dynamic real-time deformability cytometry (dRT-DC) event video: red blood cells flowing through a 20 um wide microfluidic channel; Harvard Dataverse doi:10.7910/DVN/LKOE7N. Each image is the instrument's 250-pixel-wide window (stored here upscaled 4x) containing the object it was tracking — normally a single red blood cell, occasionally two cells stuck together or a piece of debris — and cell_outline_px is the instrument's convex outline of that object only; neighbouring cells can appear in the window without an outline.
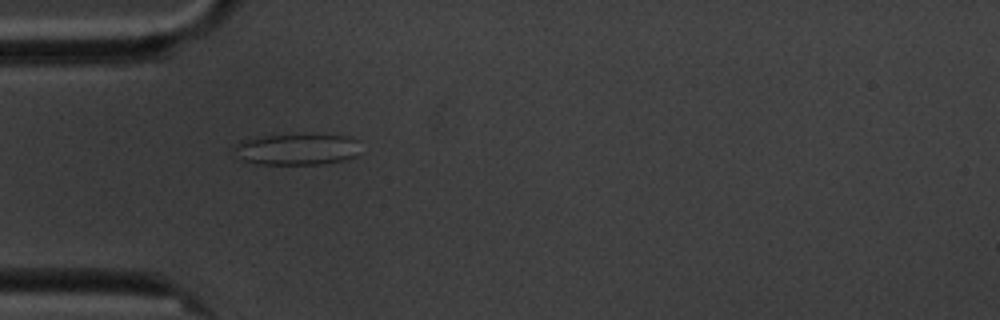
{"species": "common noctule bat (a hibernating species)", "species_latin": "Nyctalus noctula", "temperature_condition": "cold", "stored_images_in_passage": 6, "camera_frame_rate_fps": 3000, "um_per_image_px": 0.085, "animal": {"sex": "male", "body_mass_g": 20.1, "forearm_length_mm": 53.5}, "frame": {"image": 1, "passage_image": 5, "time_ms": 4.667, "image_size_px": [1000, 320], "cell_outline_px": [[360, 152], [356, 156], [344, 160], [324, 164], [256, 164], [244, 160], [240, 156], [236, 148], [236, 144], [240, 140], [256, 136], [348, 136], [356, 140]], "centroid_in_image_um": [25.26, 12.71], "position_along_channel_um": 59.7, "area_um2": 22.48}}
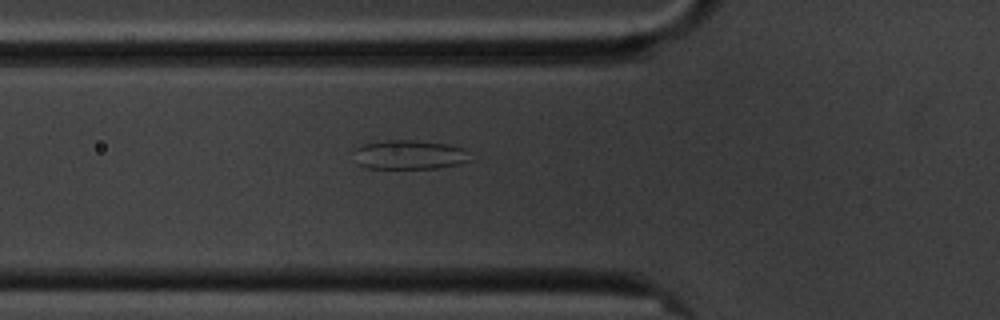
{"frame": {"image": 2, "passage_image": 6, "time_ms": 5.667, "image_size_px": [1000, 320], "cell_outline_px": [[468, 160], [460, 164], [436, 168], [364, 168], [360, 164], [352, 152], [356, 148], [364, 144], [388, 140], [412, 140], [448, 144], [464, 148]], "centroid_in_image_um": [34.76, 13.15], "position_along_channel_um": 91.0, "area_um2": 19.54}}